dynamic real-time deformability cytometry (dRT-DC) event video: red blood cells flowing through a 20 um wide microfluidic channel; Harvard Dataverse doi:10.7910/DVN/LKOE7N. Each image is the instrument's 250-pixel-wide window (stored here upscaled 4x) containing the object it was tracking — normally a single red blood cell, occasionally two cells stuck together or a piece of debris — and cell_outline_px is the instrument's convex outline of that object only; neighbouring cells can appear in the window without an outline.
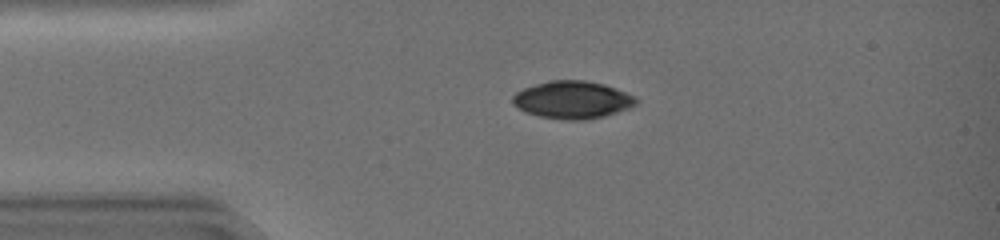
{"species": "common noctule bat (a hibernating species)", "species_latin": "Nyctalus noctula", "temperature_condition": "warm", "stored_images_in_passage": 35, "camera_frame_rate_fps": 3000, "um_per_image_px": 0.085, "animal": {"sex": "female", "body_mass_g": 19.0, "forearm_length_mm": 51.5}, "frame": {"image": 1, "passage_image": 1, "time_ms": 0.0, "image_size_px": [1000, 240], "cell_outline_px": [[636, 104], [628, 108], [604, 116], [584, 120], [568, 120], [540, 116], [528, 112], [512, 104], [512, 96], [516, 92], [524, 88], [548, 80], [584, 80], [604, 84], [616, 88], [636, 96]], "centroid_in_image_um": [48.66, 8.47], "position_along_channel_um": 36.3, "area_um2": 26.82}}
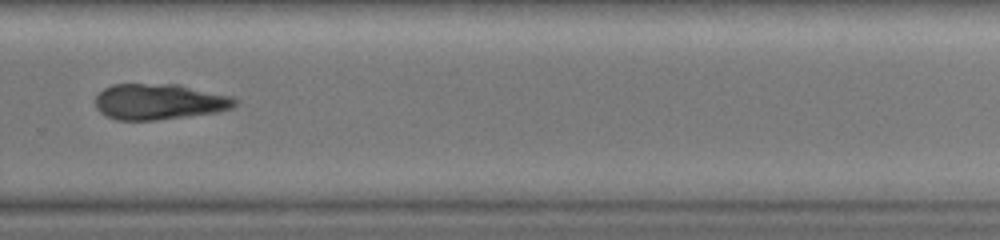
{"frame": {"image": 2, "passage_image": 22, "time_ms": 7.0, "image_size_px": [1000, 240], "cell_outline_px": [[240, 100], [232, 108], [216, 112], [156, 120], [116, 120], [100, 112], [96, 108], [96, 96], [104, 88], [112, 84], [180, 84], [232, 96]], "centroid_in_image_um": [13.56, 8.63], "position_along_channel_um": 316.2, "area_um2": 29.25}}
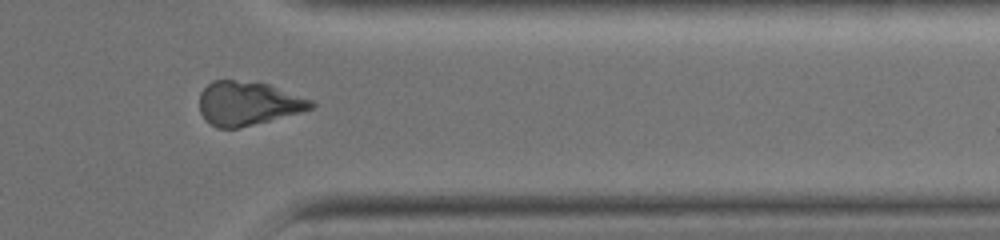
{"frame": {"image": 3, "passage_image": 27, "time_ms": 8.667, "image_size_px": [1000, 240], "cell_outline_px": [[316, 104], [312, 108], [300, 112], [236, 128], [216, 128], [204, 120], [200, 112], [200, 92], [212, 80], [232, 80], [268, 84], [312, 100]], "centroid_in_image_um": [21.03, 8.78], "position_along_channel_um": 390.4, "area_um2": 28.15}, "authors_computed_cell_mechanics": {"area_um2": 29.3624, "velocity_mm_per_s": 4.4225, "shape_relaxation_time_tau1_ms": null, "shape_relaxation_time_tau2_ms": 5.5412, "deformation_change_tau1": null, "deformation_change_tau2": 0.1179}}